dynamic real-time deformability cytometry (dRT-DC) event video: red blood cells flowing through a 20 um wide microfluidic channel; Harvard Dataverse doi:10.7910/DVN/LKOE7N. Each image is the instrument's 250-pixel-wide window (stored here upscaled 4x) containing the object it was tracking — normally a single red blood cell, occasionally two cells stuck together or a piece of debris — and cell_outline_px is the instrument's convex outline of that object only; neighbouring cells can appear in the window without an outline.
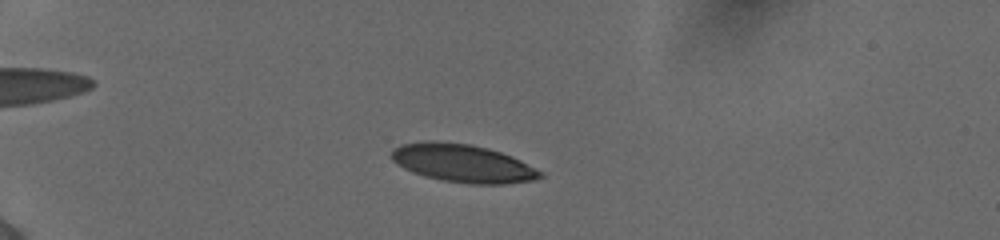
{"species": "human", "species_latin": "Homo sapiens", "temperature_condition": "cold", "stored_images_in_passage": 52, "camera_frame_rate_fps": 3000, "um_per_image_px": 0.085, "donor": {"sex": "female"}, "frame": {"image": 1, "passage_image": 13, "time_ms": 4.0, "image_size_px": [1000, 240], "cell_outline_px": [[544, 176], [532, 180], [504, 184], [468, 184], [444, 180], [424, 176], [412, 172], [404, 168], [392, 160], [392, 152], [400, 144], [428, 140], [432, 140], [472, 144], [488, 148], [512, 156], [544, 172]], "centroid_in_image_um": [39.35, 13.87], "position_along_channel_um": 45.6, "area_um2": 33.0}}
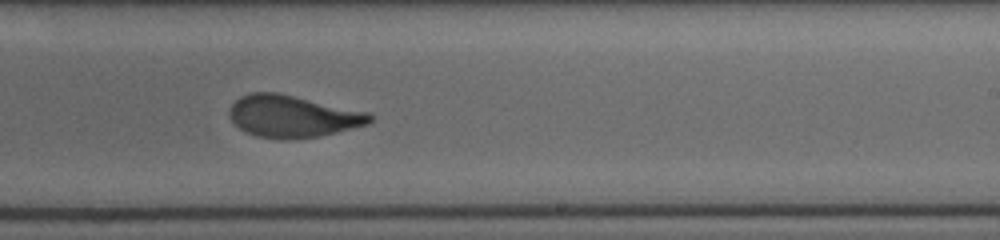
{"frame": {"image": 2, "passage_image": 34, "time_ms": 11.0, "image_size_px": [1000, 240], "cell_outline_px": [[372, 120], [368, 124], [336, 132], [316, 136], [284, 140], [256, 136], [244, 132], [232, 120], [228, 112], [228, 108], [240, 96], [248, 92], [276, 92], [368, 112], [372, 116]], "centroid_in_image_um": [24.82, 9.88], "position_along_channel_um": 264.2, "area_um2": 34.22}}
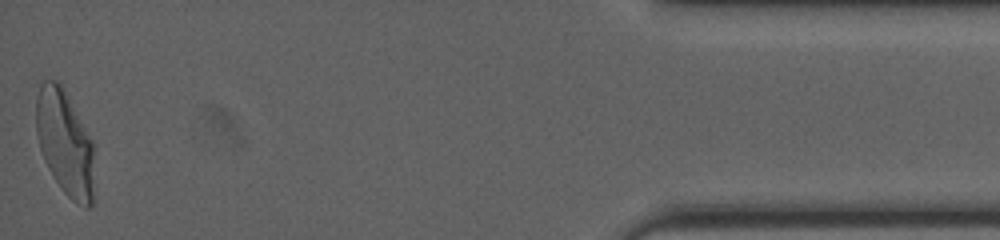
{"frame": {"image": 3, "passage_image": 52, "time_ms": 17.0, "image_size_px": [1000, 240], "cell_outline_px": [[96, 144], [92, 204], [88, 208], [84, 208], [72, 200], [64, 192], [52, 176], [44, 160], [40, 148], [36, 132], [36, 96], [40, 84], [44, 80], [56, 80], [60, 84], [68, 96]], "centroid_in_image_um": [5.56, 12.15], "position_along_channel_um": 429.6, "area_um2": 36.41}, "authors_computed_cell_mechanics": {"area_um2": 34.0153, "velocity_mm_per_s": 3.8823, "shape_relaxation_time_tau1_ms": 4.5493, "shape_relaxation_time_tau2_ms": 0.958, "deformation_change_tau1": 0.1783, "deformation_change_tau2": 0.0707}}